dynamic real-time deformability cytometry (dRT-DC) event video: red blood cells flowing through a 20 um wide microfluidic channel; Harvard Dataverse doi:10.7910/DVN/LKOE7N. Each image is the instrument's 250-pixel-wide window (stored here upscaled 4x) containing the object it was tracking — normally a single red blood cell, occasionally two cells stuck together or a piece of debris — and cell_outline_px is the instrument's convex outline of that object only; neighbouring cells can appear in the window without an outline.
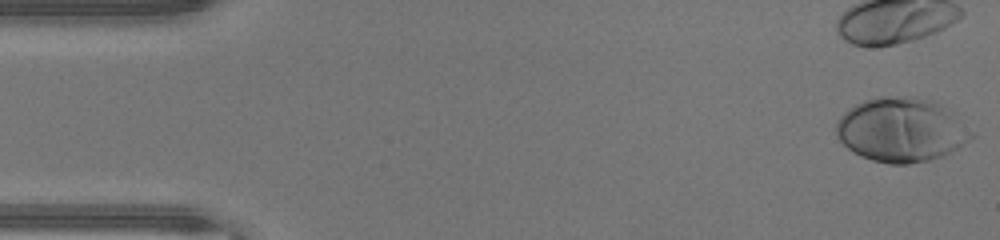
{"species": "human", "species_latin": "Homo sapiens", "temperature_condition": "warm", "stored_images_in_passage": 37, "camera_frame_rate_fps": 3000, "um_per_image_px": 0.085, "donor": {"sex": "male"}, "frame": {"image": 1, "passage_image": 1, "time_ms": 0.0, "image_size_px": [1000, 240], "cell_outline_px": [[976, 136], [960, 148], [944, 156], [928, 160], [908, 164], [888, 164], [872, 160], [860, 156], [852, 152], [836, 136], [836, 120], [848, 108], [864, 100], [880, 96], [916, 96], [932, 100], [940, 104], [952, 112]], "centroid_in_image_um": [76.61, 11.04], "position_along_channel_um": 8.4, "area_um2": 51.04}}